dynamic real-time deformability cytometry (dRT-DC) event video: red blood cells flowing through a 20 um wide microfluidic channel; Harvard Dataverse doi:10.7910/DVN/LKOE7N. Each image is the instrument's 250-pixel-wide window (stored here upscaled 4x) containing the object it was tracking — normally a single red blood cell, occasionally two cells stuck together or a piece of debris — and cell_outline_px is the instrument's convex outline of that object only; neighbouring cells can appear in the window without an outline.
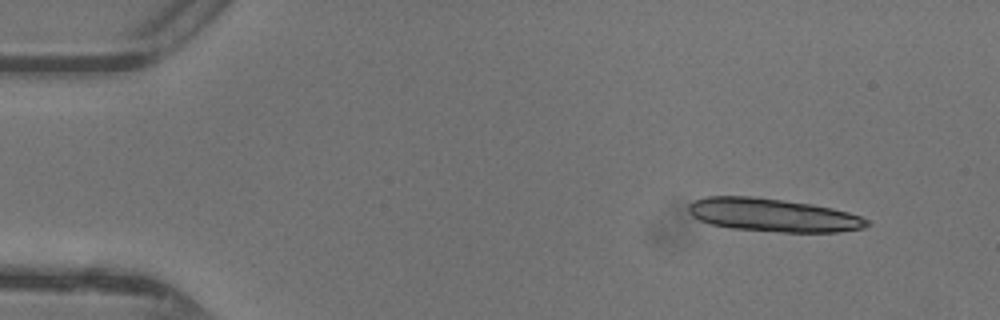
{"species": "common noctule bat (a hibernating species)", "species_latin": "Nyctalus noctula", "temperature_condition": "warm", "stored_images_in_passage": 43, "camera_frame_rate_fps": 3000, "um_per_image_px": 0.085, "animal": {"sex": "female"}, "frame": {"image": 1, "passage_image": 1, "time_ms": 0.0, "image_size_px": [1000, 320], "cell_outline_px": [[872, 224], [864, 228], [840, 232], [780, 232], [728, 228], [708, 224], [692, 216], [688, 212], [688, 204], [692, 200], [704, 196], [752, 196], [784, 200], [812, 204], [832, 208], [848, 212], [860, 216], [868, 220]], "centroid_in_image_um": [65.67, 18.28], "position_along_channel_um": 19.3, "area_um2": 34.97}}
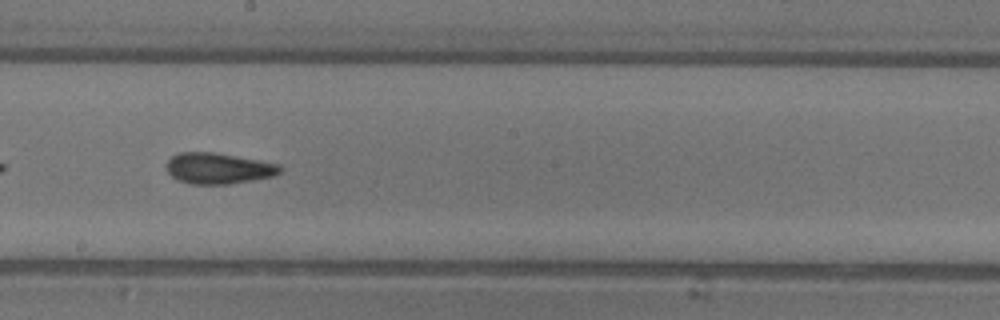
{"frame": {"image": 2, "passage_image": 23, "time_ms": 7.333, "image_size_px": [1000, 320], "cell_outline_px": [[280, 172], [272, 176], [252, 180], [228, 184], [192, 184], [180, 180], [172, 176], [168, 172], [168, 160], [172, 156], [180, 152], [212, 152], [280, 164]], "centroid_in_image_um": [18.55, 14.31], "position_along_channel_um": 229.6, "area_um2": 20.06}}
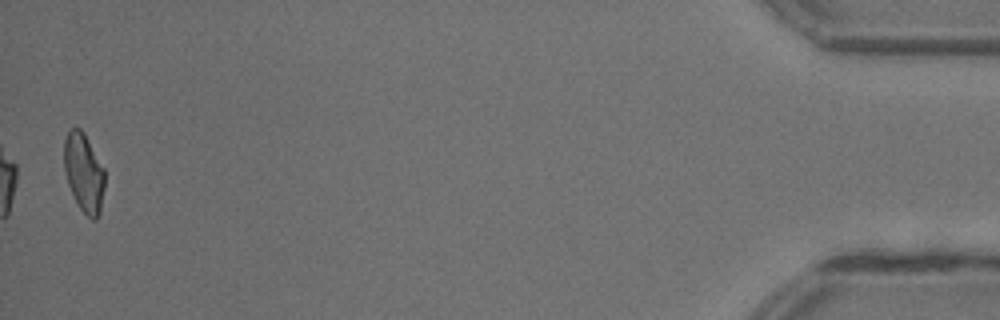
{"frame": {"image": 3, "passage_image": 43, "time_ms": 14.0, "image_size_px": [1000, 320], "cell_outline_px": [[104, 188], [100, 216], [96, 220], [92, 220], [80, 208], [68, 184], [64, 168], [64, 140], [68, 132], [72, 128], [80, 128], [84, 132], [104, 168]], "centroid_in_image_um": [7.14, 14.68], "position_along_channel_um": 428.1, "area_um2": 18.61}, "authors_computed_cell_mechanics": {"area_um2": 20.23, "velocity_mm_per_s": 4.4131, "shape_relaxation_time_tau1_ms": null, "shape_relaxation_time_tau2_ms": 2.9636, "deformation_change_tau1": null, "deformation_change_tau2": 0.1078}}